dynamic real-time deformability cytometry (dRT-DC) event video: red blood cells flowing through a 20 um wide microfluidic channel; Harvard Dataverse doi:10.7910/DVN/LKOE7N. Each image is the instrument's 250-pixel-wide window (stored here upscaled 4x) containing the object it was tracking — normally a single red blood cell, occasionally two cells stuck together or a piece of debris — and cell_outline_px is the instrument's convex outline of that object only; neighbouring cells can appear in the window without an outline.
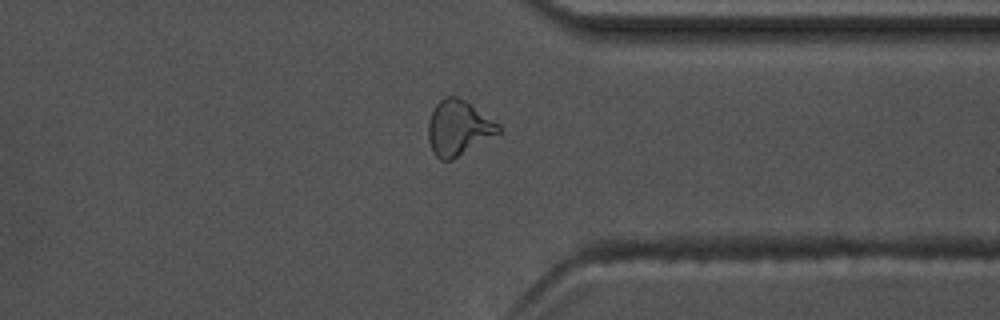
{"species": "common noctule bat (a hibernating species)", "species_latin": "Nyctalus noctula", "temperature_condition": "warm", "stored_images_in_passage": 48, "camera_frame_rate_fps": 3000, "um_per_image_px": 0.085, "animal": {"sex": "male", "body_mass_g": 17.5, "forearm_length_mm": 52.3}, "frame": {"image": 1, "passage_image": 35, "time_ms": 11.333, "image_size_px": [1000, 320], "cell_outline_px": [[500, 132], [452, 160], [440, 160], [432, 152], [428, 140], [428, 120], [436, 104], [444, 96], [456, 96], [464, 100], [500, 124]], "centroid_in_image_um": [38.93, 10.88], "position_along_channel_um": 372.5, "area_um2": 22.37}, "authors_computed_cell_mechanics": {"area_um2": 21.1259, "velocity_mm_per_s": 3.7151, "shape_relaxation_time_tau1_ms": 4.9478, "shape_relaxation_time_tau2_ms": 2.2731, "deformation_change_tau1": 0.1894, "deformation_change_tau2": 0.1059}}